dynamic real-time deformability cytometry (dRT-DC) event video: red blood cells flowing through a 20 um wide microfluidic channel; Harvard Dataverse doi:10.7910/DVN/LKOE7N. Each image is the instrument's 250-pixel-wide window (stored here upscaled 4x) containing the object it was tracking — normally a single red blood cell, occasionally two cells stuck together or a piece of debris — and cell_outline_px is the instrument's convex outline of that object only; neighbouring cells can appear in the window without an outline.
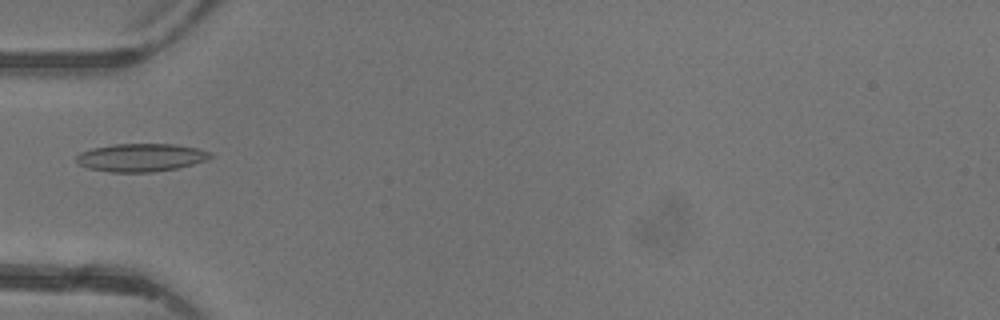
{"species": "common noctule bat (a hibernating species)", "species_latin": "Nyctalus noctula", "temperature_condition": "warm", "stored_images_in_passage": 5, "camera_frame_rate_fps": 3000, "um_per_image_px": 0.085, "animal": {"sex": "female"}, "frame": {"image": 1, "passage_image": 4, "time_ms": 4.667, "image_size_px": [1000, 320], "cell_outline_px": [[212, 156], [208, 160], [176, 168], [152, 172], [108, 172], [88, 168], [80, 164], [76, 160], [76, 156], [80, 152], [92, 148], [112, 144], [176, 144], [196, 148], [212, 152]], "centroid_in_image_um": [11.98, 13.38], "position_along_channel_um": 73.0, "area_um2": 21.91}}
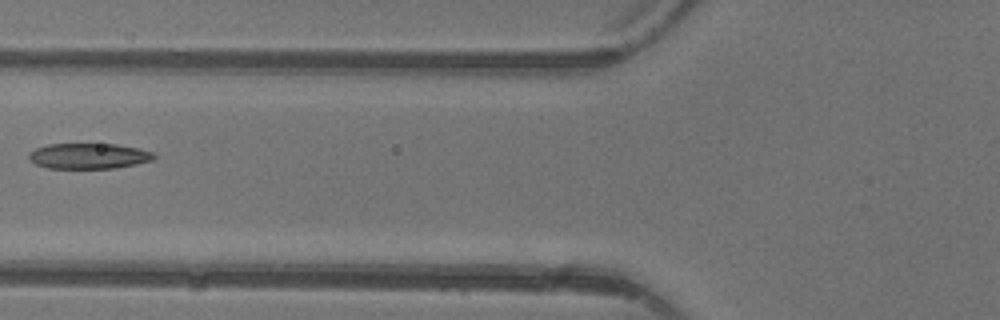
{"frame": {"image": 2, "passage_image": 5, "time_ms": 5.667, "image_size_px": [1000, 320], "cell_outline_px": [[156, 156], [152, 160], [136, 164], [112, 168], [48, 168], [36, 164], [28, 160], [28, 152], [36, 148], [48, 144], [116, 144], [136, 148], [152, 152]], "centroid_in_image_um": [7.49, 13.26], "position_along_channel_um": 118.3, "area_um2": 18.55}}